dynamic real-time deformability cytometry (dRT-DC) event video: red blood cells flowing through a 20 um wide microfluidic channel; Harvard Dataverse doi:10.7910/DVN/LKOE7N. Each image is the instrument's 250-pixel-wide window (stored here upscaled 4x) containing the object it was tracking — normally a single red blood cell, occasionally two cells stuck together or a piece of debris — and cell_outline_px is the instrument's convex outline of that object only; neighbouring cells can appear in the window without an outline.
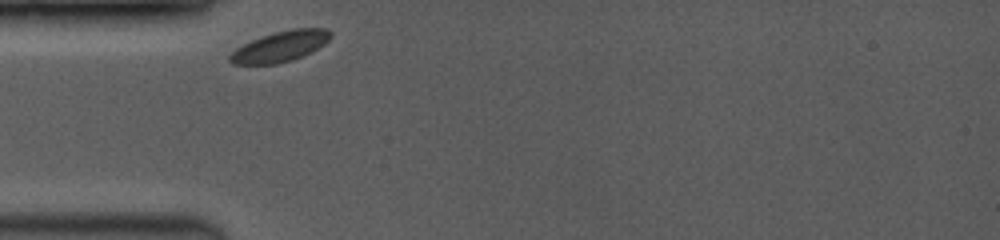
{"species": "common noctule bat (a hibernating species)", "species_latin": "Nyctalus noctula", "temperature_condition": "room temperature", "stored_images_in_passage": 23, "camera_frame_rate_fps": 3500, "um_per_image_px": 0.085, "animal": {"sex": "female", "body_mass_g": 19.0, "forearm_length_mm": 53.3}, "frame": {"image": 1, "passage_image": 1, "time_ms": 0.0, "image_size_px": [1000, 240], "cell_outline_px": [[332, 36], [324, 44], [312, 52], [304, 56], [292, 60], [276, 64], [232, 64], [228, 60], [228, 56], [236, 48], [260, 36], [292, 28], [328, 28], [332, 32]], "centroid_in_image_um": [23.84, 3.94], "position_along_channel_um": 61.2, "area_um2": 18.09}}
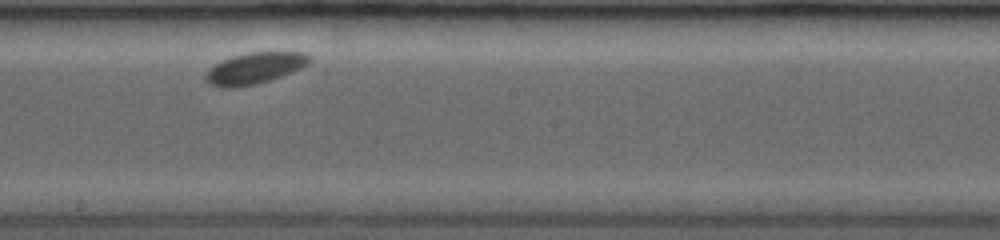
{"frame": {"image": 2, "passage_image": 14, "time_ms": 4.571, "image_size_px": [1000, 240], "cell_outline_px": [[312, 60], [308, 64], [300, 68], [280, 76], [256, 84], [236, 88], [220, 88], [208, 84], [204, 80], [204, 76], [208, 68], [232, 56], [248, 52], [304, 52], [312, 56]], "centroid_in_image_um": [21.61, 5.8], "position_along_channel_um": 226.6, "area_um2": 19.07}}
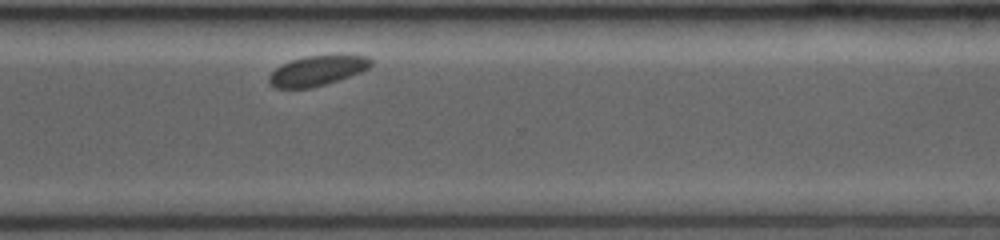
{"frame": {"image": 3, "passage_image": 23, "time_ms": 7.714, "image_size_px": [1000, 240], "cell_outline_px": [[372, 64], [368, 68], [360, 72], [324, 84], [308, 88], [276, 88], [268, 80], [268, 76], [280, 64], [304, 56], [368, 56], [372, 60]], "centroid_in_image_um": [26.92, 6.01], "position_along_channel_um": 343.7, "area_um2": 17.34}}